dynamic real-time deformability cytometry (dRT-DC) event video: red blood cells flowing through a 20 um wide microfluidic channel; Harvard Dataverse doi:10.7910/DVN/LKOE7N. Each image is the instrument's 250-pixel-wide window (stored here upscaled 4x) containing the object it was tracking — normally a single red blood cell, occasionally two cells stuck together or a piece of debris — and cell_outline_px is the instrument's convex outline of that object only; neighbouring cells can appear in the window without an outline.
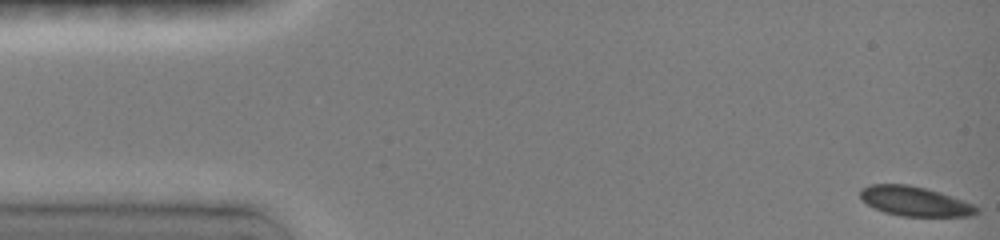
{"species": "common noctule bat (a hibernating species)", "species_latin": "Nyctalus noctula", "temperature_condition": "room temperature", "stored_images_in_passage": 13, "camera_frame_rate_fps": 3000, "um_per_image_px": 0.085, "animal": {"sex": "female", "body_mass_g": 19.0, "forearm_length_mm": 51.5}, "frame": {"image": 1, "passage_image": 1, "time_ms": 0.0, "image_size_px": [1000, 240], "cell_outline_px": [[980, 212], [972, 216], [900, 216], [884, 212], [868, 204], [860, 196], [860, 188], [872, 184], [908, 184], [940, 192], [964, 200], [980, 208]], "centroid_in_image_um": [77.8, 17.11], "position_along_channel_um": 7.2, "area_um2": 20.06}}
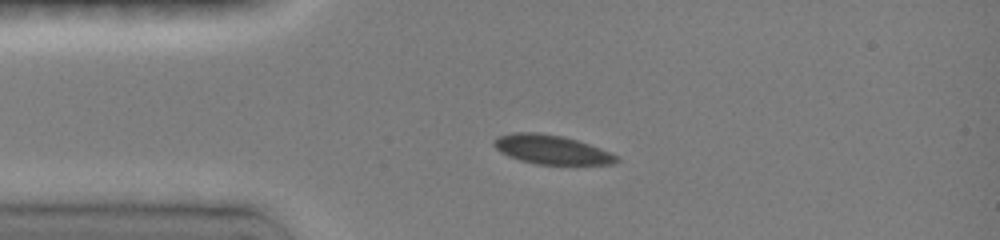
{"frame": {"image": 2, "passage_image": 9, "time_ms": 3.333, "image_size_px": [1000, 240], "cell_outline_px": [[620, 160], [616, 164], [536, 164], [520, 160], [508, 156], [500, 152], [492, 144], [492, 140], [496, 136], [516, 132], [536, 132], [564, 136], [600, 148], [620, 156]], "centroid_in_image_um": [46.87, 12.71], "position_along_channel_um": 38.1, "area_um2": 20.92}}
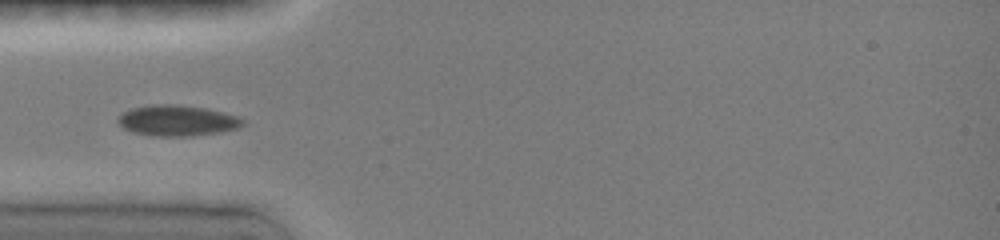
{"frame": {"image": 3, "passage_image": 12, "time_ms": 4.667, "image_size_px": [1000, 240], "cell_outline_px": [[248, 124], [236, 128], [220, 132], [192, 136], [152, 136], [132, 132], [124, 128], [116, 120], [124, 112], [132, 108], [152, 104], [176, 104], [204, 108], [224, 112], [240, 116]], "centroid_in_image_um": [15.1, 10.25], "position_along_channel_um": 69.9, "area_um2": 22.54}}